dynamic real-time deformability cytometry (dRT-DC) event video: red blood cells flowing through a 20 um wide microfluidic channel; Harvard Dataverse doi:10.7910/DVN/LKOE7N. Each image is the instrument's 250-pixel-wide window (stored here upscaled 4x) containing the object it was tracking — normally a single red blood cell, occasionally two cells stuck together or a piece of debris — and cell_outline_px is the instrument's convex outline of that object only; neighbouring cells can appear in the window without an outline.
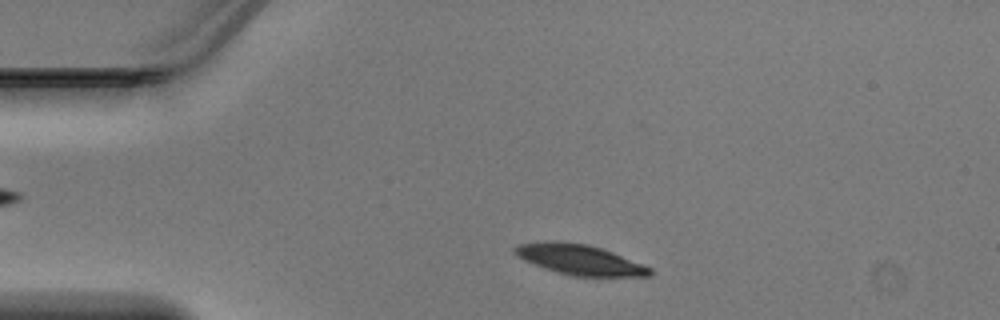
{"species": "Egyptian fruit bat (a non-hibernating species)", "species_latin": "Rousettus aegyptiacus", "temperature_condition": "warm", "stored_images_in_passage": 41, "camera_frame_rate_fps": 3000, "um_per_image_px": 0.085, "animal": {"sex": "male"}, "frame": {"image": 1, "passage_image": 4, "time_ms": 1.0, "image_size_px": [1000, 320], "cell_outline_px": [[652, 272], [648, 276], [572, 276], [544, 268], [524, 260], [512, 248], [520, 244], [588, 244], [612, 252], [652, 268]], "centroid_in_image_um": [49.37, 22.13], "position_along_channel_um": 35.6, "area_um2": 22.43}}
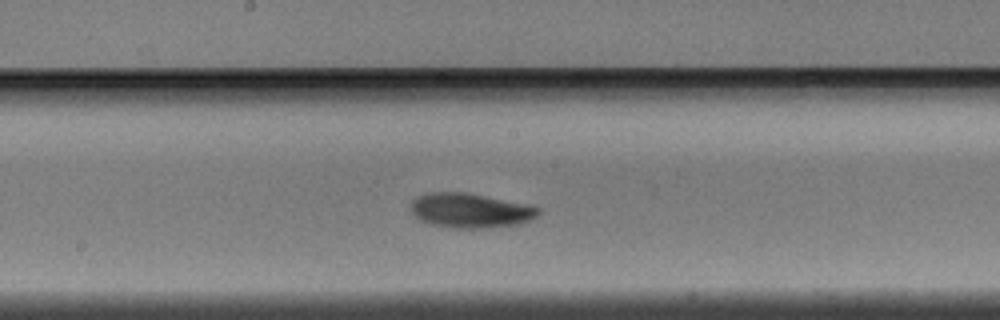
{"frame": {"image": 2, "passage_image": 19, "time_ms": 6.0, "image_size_px": [1000, 320], "cell_outline_px": [[540, 212], [536, 216], [528, 220], [516, 224], [488, 228], [456, 228], [432, 224], [420, 220], [412, 212], [412, 200], [416, 196], [428, 192], [464, 192], [528, 204], [540, 208]], "centroid_in_image_um": [39.96, 17.88], "position_along_channel_um": 208.2, "area_um2": 25.49}}
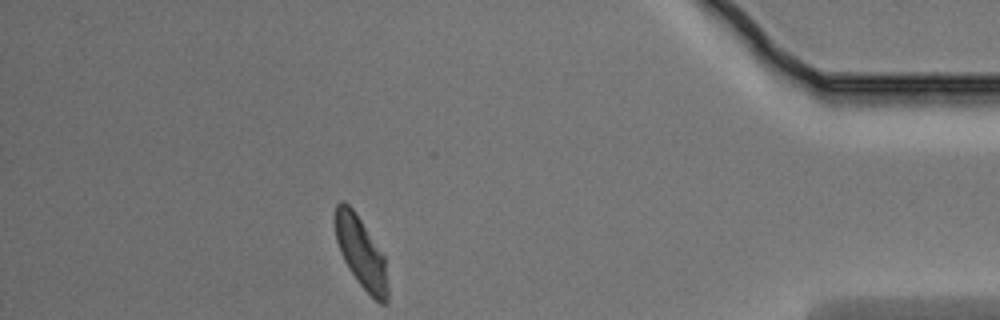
{"frame": {"image": 3, "passage_image": 36, "time_ms": 11.667, "image_size_px": [1000, 320], "cell_outline_px": [[388, 304], [380, 304], [360, 284], [344, 260], [340, 252], [336, 240], [336, 204], [340, 200], [344, 200], [352, 208], [384, 256], [388, 288]], "centroid_in_image_um": [30.7, 21.49], "position_along_channel_um": 404.5, "area_um2": 21.1}}